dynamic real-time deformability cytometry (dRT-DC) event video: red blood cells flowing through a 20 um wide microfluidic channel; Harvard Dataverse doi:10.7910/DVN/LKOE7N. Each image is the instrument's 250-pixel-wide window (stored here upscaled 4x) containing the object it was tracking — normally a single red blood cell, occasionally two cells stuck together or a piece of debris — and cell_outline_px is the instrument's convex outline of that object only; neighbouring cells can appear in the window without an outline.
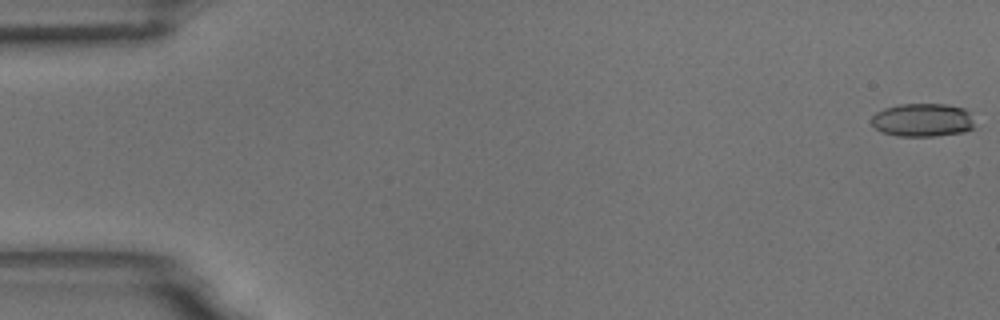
{"species": "common noctule bat (a hibernating species)", "species_latin": "Nyctalus noctula", "temperature_condition": "room temperature", "stored_images_in_passage": 49, "camera_frame_rate_fps": 3000, "um_per_image_px": 0.085, "animal": {"sex": "male", "body_mass_g": 18.8}, "frame": {"image": 1, "passage_image": 1, "time_ms": 0.0, "image_size_px": [1000, 320], "cell_outline_px": [[976, 128], [964, 132], [936, 136], [896, 136], [880, 132], [872, 124], [872, 116], [876, 112], [884, 108], [900, 104], [944, 104], [964, 108], [968, 112]], "centroid_in_image_um": [78.42, 10.21], "position_along_channel_um": 6.6, "area_um2": 20.17}}
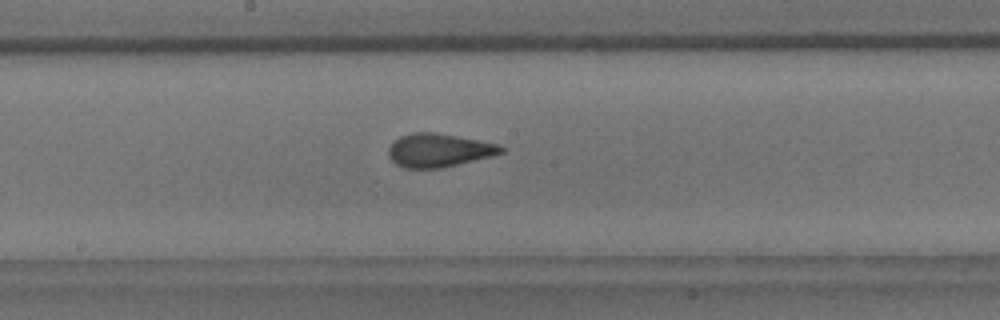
{"frame": {"image": 2, "passage_image": 30, "time_ms": 9.667, "image_size_px": [1000, 320], "cell_outline_px": [[504, 152], [492, 156], [440, 168], [404, 168], [396, 164], [388, 156], [388, 148], [400, 136], [412, 132], [436, 132], [500, 144], [504, 148]], "centroid_in_image_um": [37.3, 12.76], "position_along_channel_um": 210.9, "area_um2": 21.91}}
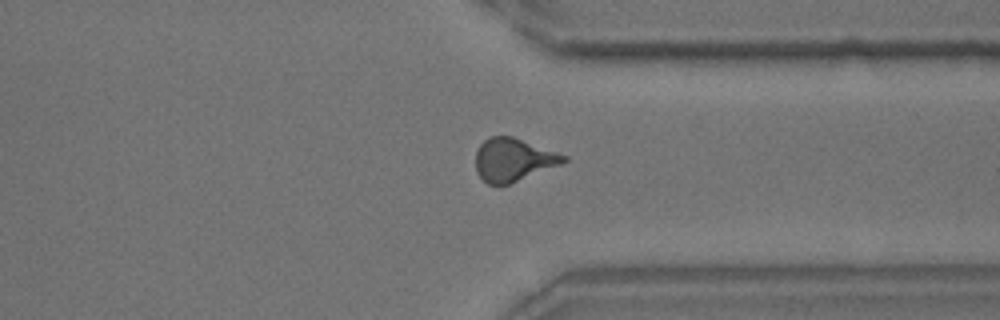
{"frame": {"image": 3, "passage_image": 43, "time_ms": 14.0, "image_size_px": [1000, 320], "cell_outline_px": [[568, 160], [560, 164], [508, 184], [488, 184], [476, 172], [476, 152], [480, 144], [488, 136], [512, 136], [568, 156]], "centroid_in_image_um": [43.61, 13.56], "position_along_channel_um": 367.8, "area_um2": 21.73}}